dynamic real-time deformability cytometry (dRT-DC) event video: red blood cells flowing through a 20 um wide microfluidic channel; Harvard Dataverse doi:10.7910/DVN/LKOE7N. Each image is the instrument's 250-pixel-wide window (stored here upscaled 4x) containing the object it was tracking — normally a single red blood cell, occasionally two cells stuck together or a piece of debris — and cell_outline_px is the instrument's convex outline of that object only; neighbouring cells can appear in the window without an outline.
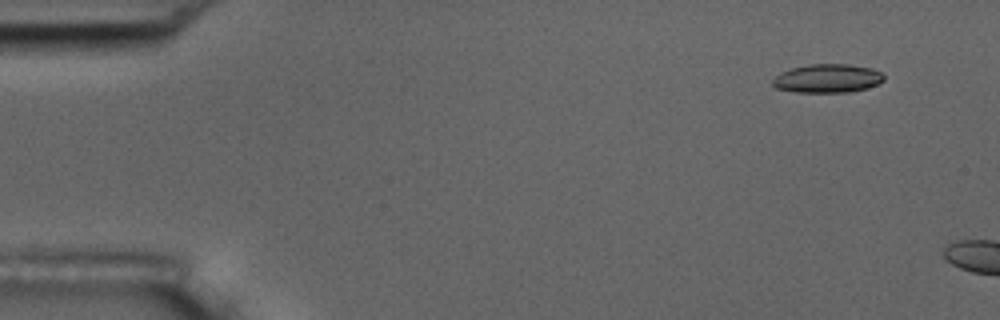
{"species": "common noctule bat (a hibernating species)", "species_latin": "Nyctalus noctula", "temperature_condition": "room temperature", "stored_images_in_passage": 3, "camera_frame_rate_fps": 3000, "um_per_image_px": 0.085, "animal": {"sex": "male", "body_mass_g": 17.5, "forearm_length_mm": 52.3}, "frame": {"image": 1, "passage_image": 2, "time_ms": 0.333, "image_size_px": [1000, 320], "cell_outline_px": [[884, 80], [880, 84], [852, 92], [796, 92], [772, 88], [772, 80], [780, 72], [792, 68], [808, 64], [848, 64], [872, 68], [880, 72], [884, 76]], "centroid_in_image_um": [70.32, 6.67], "position_along_channel_um": 14.7, "area_um2": 18.79}}